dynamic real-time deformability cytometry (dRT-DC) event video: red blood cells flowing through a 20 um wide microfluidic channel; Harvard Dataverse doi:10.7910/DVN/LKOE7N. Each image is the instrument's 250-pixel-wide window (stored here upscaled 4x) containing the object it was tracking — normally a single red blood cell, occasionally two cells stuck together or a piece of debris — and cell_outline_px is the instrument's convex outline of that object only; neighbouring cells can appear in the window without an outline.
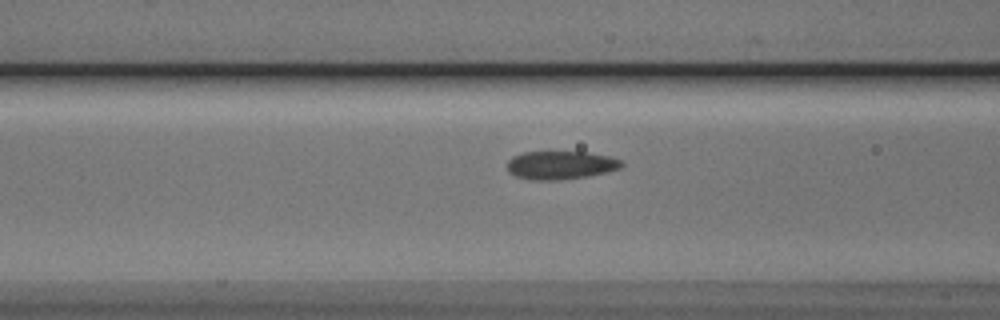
{"species": "Egyptian fruit bat (a non-hibernating species)", "species_latin": "Rousettus aegyptiacus", "temperature_condition": "cold", "stored_images_in_passage": 33, "camera_frame_rate_fps": 3000, "um_per_image_px": 0.085, "animal": {"sex": "male"}, "frame": {"image": 1, "passage_image": 8, "time_ms": 2.333, "image_size_px": [1000, 320], "cell_outline_px": [[624, 164], [620, 168], [608, 172], [588, 176], [556, 180], [532, 180], [516, 176], [508, 172], [508, 160], [512, 156], [524, 152], [588, 152], [608, 156], [620, 160]], "centroid_in_image_um": [47.65, 14.04], "position_along_channel_um": 119.0, "area_um2": 18.84}}
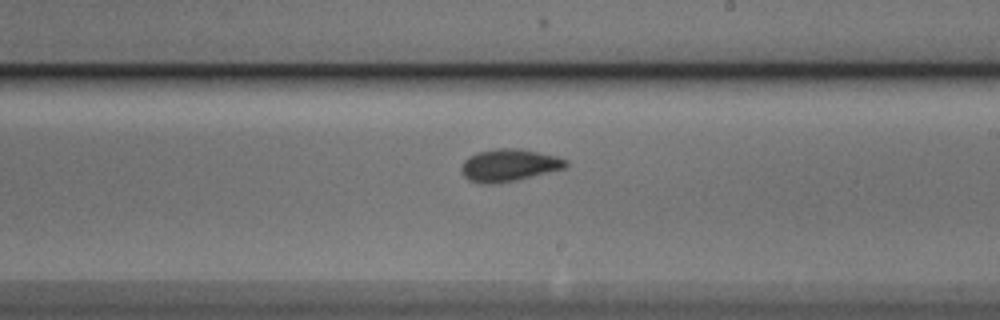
{"frame": {"image": 2, "passage_image": 18, "time_ms": 5.667, "image_size_px": [1000, 320], "cell_outline_px": [[568, 168], [516, 180], [492, 184], [484, 184], [468, 180], [460, 172], [460, 168], [464, 160], [468, 156], [476, 152], [496, 148], [520, 148], [556, 156], [568, 160]], "centroid_in_image_um": [43.26, 14.04], "position_along_channel_um": 245.7, "area_um2": 20.0}}
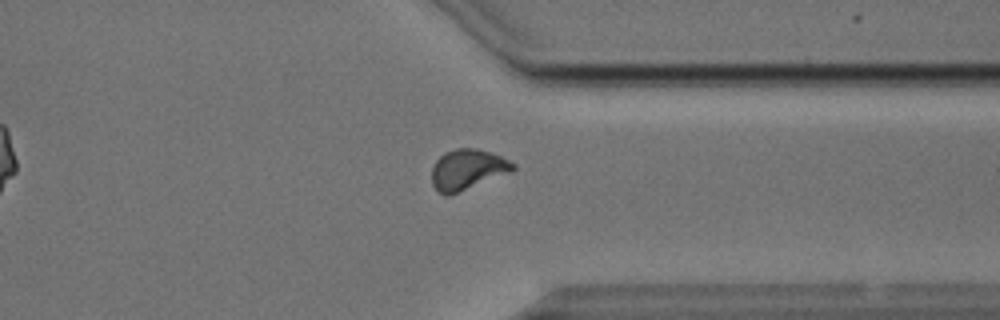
{"frame": {"image": 3, "passage_image": 28, "time_ms": 9.0, "image_size_px": [1000, 320], "cell_outline_px": [[516, 168], [508, 172], [448, 196], [444, 196], [432, 184], [432, 164], [444, 152], [456, 148], [476, 148], [500, 156], [516, 164]], "centroid_in_image_um": [39.68, 14.39], "position_along_channel_um": 371.7, "area_um2": 18.79}, "authors_computed_cell_mechanics": {"area_um2": 19.0162, "velocity_mm_per_s": 3.8039, "shape_relaxation_time_tau1_ms": 2.5561, "shape_relaxation_time_tau2_ms": 1.3146, "deformation_change_tau1": 0.1114, "deformation_change_tau2": 0.061}}